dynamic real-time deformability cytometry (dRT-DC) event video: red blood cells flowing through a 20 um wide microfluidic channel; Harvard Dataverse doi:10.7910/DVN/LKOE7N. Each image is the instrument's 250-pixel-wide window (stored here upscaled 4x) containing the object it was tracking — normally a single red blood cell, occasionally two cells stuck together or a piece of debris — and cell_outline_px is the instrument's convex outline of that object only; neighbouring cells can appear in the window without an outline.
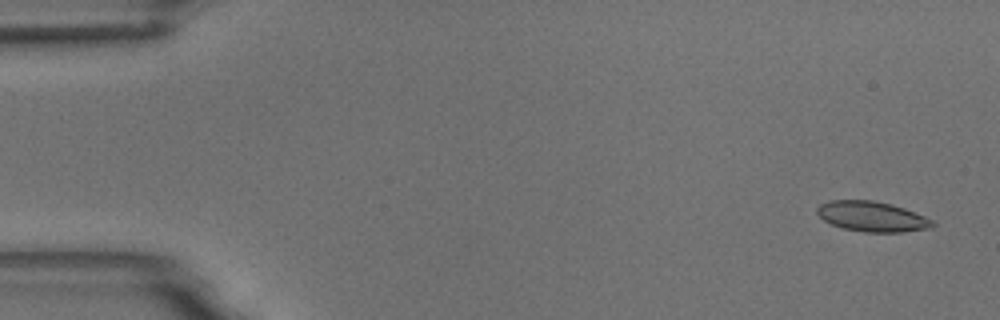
{"species": "common noctule bat (a hibernating species)", "species_latin": "Nyctalus noctula", "temperature_condition": "room temperature", "stored_images_in_passage": 4, "camera_frame_rate_fps": 3000, "um_per_image_px": 0.085, "animal": {"sex": "male", "body_mass_g": 18.8}, "frame": {"image": 1, "passage_image": 1, "time_ms": 0.0, "image_size_px": [1000, 320], "cell_outline_px": [[936, 224], [932, 228], [904, 232], [864, 232], [844, 228], [832, 224], [824, 220], [816, 212], [816, 208], [820, 204], [828, 200], [872, 200], [892, 204], [904, 208], [924, 216], [932, 220]], "centroid_in_image_um": [74.13, 18.4], "position_along_channel_um": 10.9, "area_um2": 20.35}}
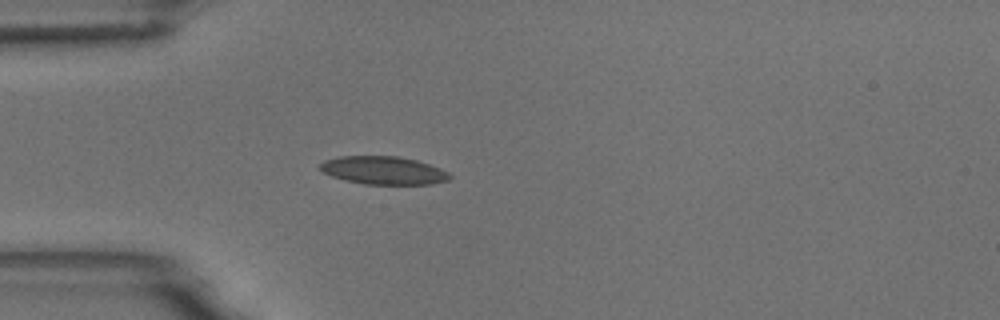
{"frame": {"image": 2, "passage_image": 4, "time_ms": 4.333, "image_size_px": [1000, 320], "cell_outline_px": [[452, 176], [448, 180], [432, 184], [364, 184], [344, 180], [332, 176], [324, 172], [320, 168], [320, 164], [324, 160], [340, 156], [396, 156], [416, 160], [440, 168], [448, 172]], "centroid_in_image_um": [32.6, 14.48], "position_along_channel_um": 52.4, "area_um2": 21.1}}